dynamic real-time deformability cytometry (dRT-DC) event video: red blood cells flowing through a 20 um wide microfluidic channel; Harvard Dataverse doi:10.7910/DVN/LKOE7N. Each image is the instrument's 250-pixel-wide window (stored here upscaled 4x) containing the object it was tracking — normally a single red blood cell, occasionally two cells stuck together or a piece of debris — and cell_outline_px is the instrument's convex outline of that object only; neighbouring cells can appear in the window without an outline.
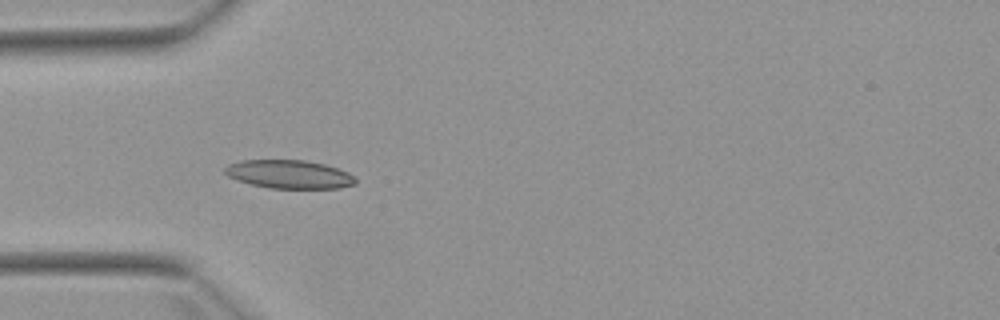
{"species": "Egyptian fruit bat (a non-hibernating species)", "species_latin": "Rousettus aegyptiacus", "temperature_condition": "warm", "stored_images_in_passage": 5, "camera_frame_rate_fps": 3000, "um_per_image_px": 0.085, "animal": {"sex": "female"}, "frame": {"image": 1, "passage_image": 4, "time_ms": 4.333, "image_size_px": [1000, 320], "cell_outline_px": [[356, 184], [340, 188], [268, 188], [236, 180], [228, 176], [224, 172], [224, 168], [228, 164], [240, 160], [304, 160], [324, 164], [348, 172], [356, 180]], "centroid_in_image_um": [24.55, 14.81], "position_along_channel_um": 60.4, "area_um2": 21.62}}
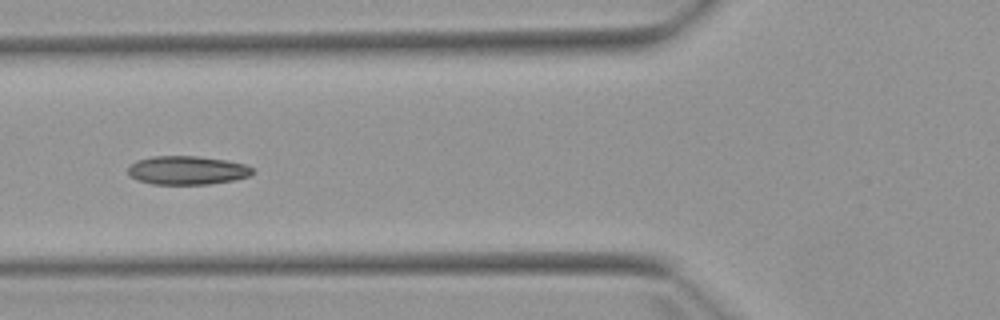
{"frame": {"image": 2, "passage_image": 5, "time_ms": 5.667, "image_size_px": [1000, 320], "cell_outline_px": [[256, 172], [252, 176], [236, 180], [208, 184], [152, 184], [136, 180], [128, 176], [128, 168], [136, 160], [152, 156], [196, 156], [224, 160], [244, 164], [252, 168]], "centroid_in_image_um": [15.91, 14.48], "position_along_channel_um": 109.9, "area_um2": 20.98}}